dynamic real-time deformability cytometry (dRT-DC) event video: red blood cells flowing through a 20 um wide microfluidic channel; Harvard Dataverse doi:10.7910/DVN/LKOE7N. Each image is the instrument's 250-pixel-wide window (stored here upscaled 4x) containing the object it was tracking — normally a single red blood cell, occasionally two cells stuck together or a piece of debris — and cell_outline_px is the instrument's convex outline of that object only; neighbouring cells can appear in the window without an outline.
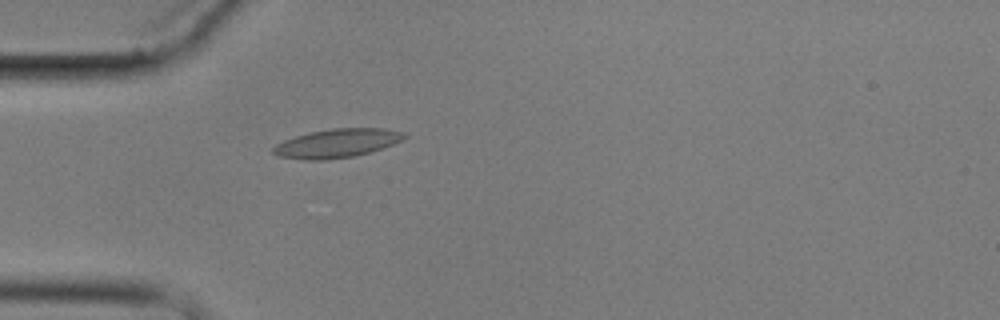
{"species": "common noctule bat (a hibernating species)", "species_latin": "Nyctalus noctula", "temperature_condition": "cold", "stored_images_in_passage": 5, "camera_frame_rate_fps": 3000, "um_per_image_px": 0.085, "animal": {"sex": "male", "body_mass_g": 17.9}, "frame": {"image": 1, "passage_image": 5, "time_ms": 5.333, "image_size_px": [1000, 320], "cell_outline_px": [[408, 136], [392, 144], [368, 152], [352, 156], [328, 160], [304, 160], [280, 156], [272, 152], [272, 148], [276, 144], [284, 140], [296, 136], [312, 132], [332, 128], [384, 128], [408, 132]], "centroid_in_image_um": [28.65, 12.17], "position_along_channel_um": 56.3, "area_um2": 21.79}}